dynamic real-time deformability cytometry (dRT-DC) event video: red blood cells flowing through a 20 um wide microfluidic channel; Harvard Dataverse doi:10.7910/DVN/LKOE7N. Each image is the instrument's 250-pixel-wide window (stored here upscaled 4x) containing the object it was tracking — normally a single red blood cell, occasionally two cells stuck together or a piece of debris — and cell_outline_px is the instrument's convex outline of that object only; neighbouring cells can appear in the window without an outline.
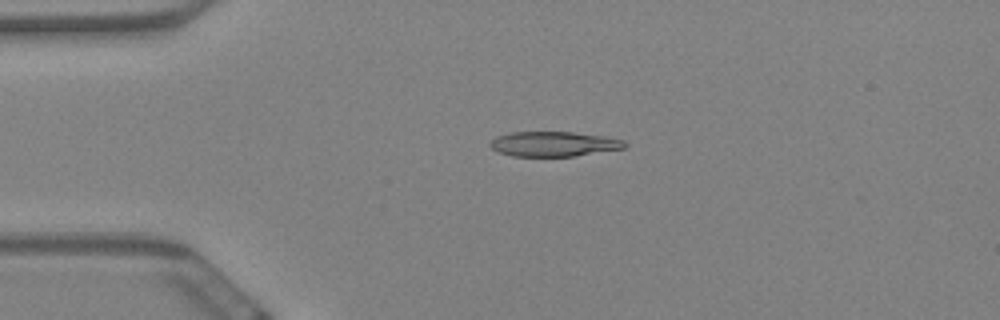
{"species": "Egyptian fruit bat (a non-hibernating species)", "species_latin": "Rousettus aegyptiacus", "temperature_condition": "warm", "stored_images_in_passage": 60, "camera_frame_rate_fps": 3000, "um_per_image_px": 0.085, "animal": {"sex": "female"}, "frame": {"image": 1, "passage_image": 14, "time_ms": 4.333, "image_size_px": [1000, 320], "cell_outline_px": [[628, 144], [624, 148], [576, 156], [512, 156], [500, 152], [492, 148], [488, 144], [496, 136], [508, 132], [572, 132], [604, 136], [624, 140]], "centroid_in_image_um": [47.07, 12.23], "position_along_channel_um": 37.9, "area_um2": 19.54}}
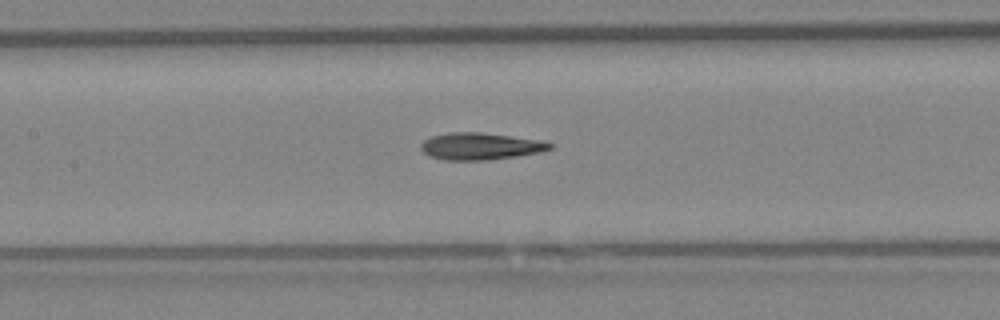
{"frame": {"image": 2, "passage_image": 28, "time_ms": 9.0, "image_size_px": [1000, 320], "cell_outline_px": [[552, 148], [540, 152], [516, 156], [484, 160], [444, 160], [428, 156], [420, 148], [420, 144], [424, 140], [432, 136], [452, 132], [480, 132], [548, 140], [552, 144]], "centroid_in_image_um": [40.86, 12.42], "position_along_channel_um": 166.5, "area_um2": 20.46}}
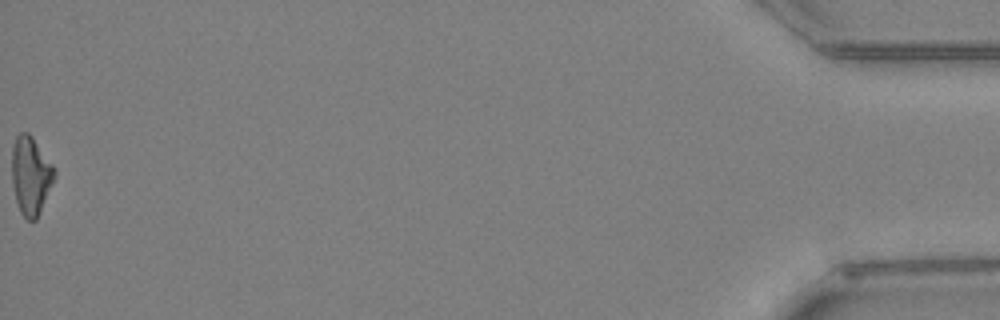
{"frame": {"image": 3, "passage_image": 60, "time_ms": 19.667, "image_size_px": [1000, 320], "cell_outline_px": [[56, 176], [36, 220], [28, 220], [20, 212], [16, 200], [12, 184], [12, 144], [16, 136], [20, 132], [28, 132], [32, 136], [56, 168]], "centroid_in_image_um": [2.62, 14.89], "position_along_channel_um": 432.6, "area_um2": 19.54}, "authors_computed_cell_mechanics": {"area_um2": 19.941, "velocity_mm_per_s": 3.4522, "shape_relaxation_time_tau1_ms": null, "shape_relaxation_time_tau2_ms": 4.951, "deformation_change_tau1": null, "deformation_change_tau2": 0.1573}}